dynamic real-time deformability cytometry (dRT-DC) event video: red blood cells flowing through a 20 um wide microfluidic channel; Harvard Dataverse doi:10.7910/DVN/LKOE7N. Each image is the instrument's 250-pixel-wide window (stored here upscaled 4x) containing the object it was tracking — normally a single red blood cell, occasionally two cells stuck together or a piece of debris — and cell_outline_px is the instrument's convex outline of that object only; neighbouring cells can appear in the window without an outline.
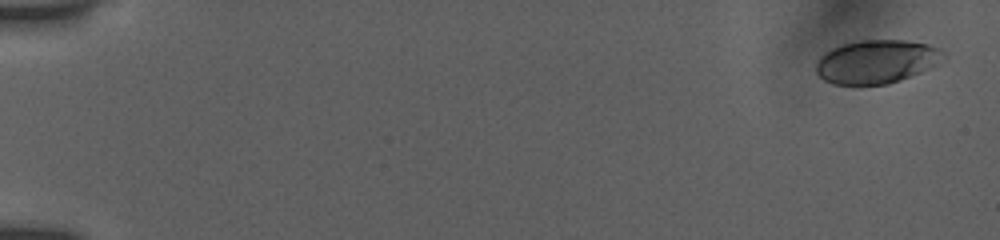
{"species": "human", "species_latin": "Homo sapiens", "temperature_condition": "room temperature", "stored_images_in_passage": 53, "camera_frame_rate_fps": 3000, "um_per_image_px": 0.085, "donor": {"sex": "female"}, "frame": {"image": 1, "passage_image": 1, "time_ms": 0.0, "image_size_px": [1000, 240], "cell_outline_px": [[948, 56], [936, 64], [920, 72], [900, 80], [888, 84], [832, 84], [824, 80], [816, 72], [816, 60], [820, 56], [832, 48], [840, 44], [860, 40], [904, 40], [928, 44], [940, 48]], "centroid_in_image_um": [74.5, 5.23], "position_along_channel_um": 10.5, "area_um2": 32.37}}
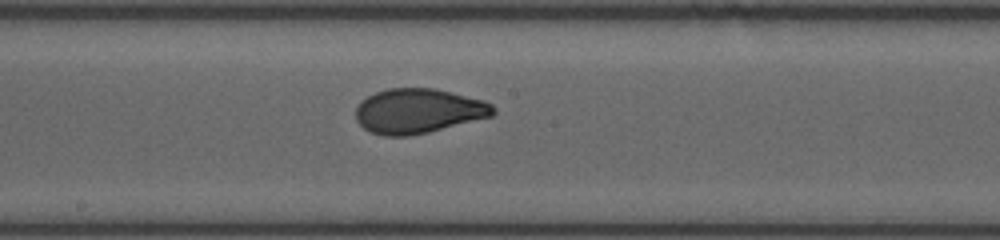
{"frame": {"image": 2, "passage_image": 30, "time_ms": 9.667, "image_size_px": [1000, 240], "cell_outline_px": [[496, 112], [492, 116], [428, 132], [408, 136], [384, 136], [368, 132], [356, 120], [356, 108], [360, 100], [376, 92], [388, 88], [436, 88], [484, 100], [492, 104], [496, 108]], "centroid_in_image_um": [35.55, 9.43], "position_along_channel_um": 212.7, "area_um2": 36.01}}
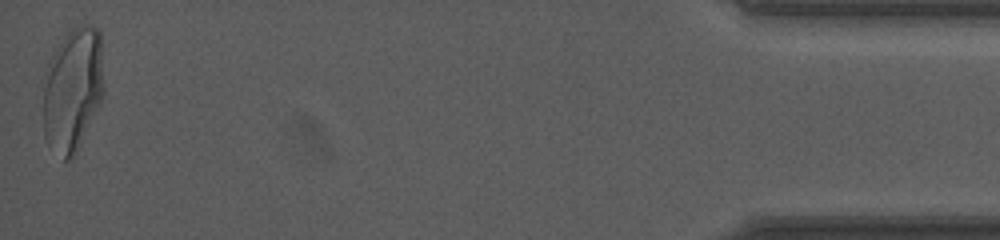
{"frame": {"image": 3, "passage_image": 53, "time_ms": 17.333, "image_size_px": [1000, 240], "cell_outline_px": [[104, 96], [76, 152], [68, 160], [64, 160], [48, 144], [44, 136], [44, 88], [48, 60], [52, 52], [68, 32], [76, 28], [88, 24], [96, 28], [100, 32], [104, 88]], "centroid_in_image_um": [6.2, 7.6], "position_along_channel_um": 429.0, "area_um2": 43.64}, "authors_computed_cell_mechanics": {"area_um2": 35.258, "velocity_mm_per_s": 3.9045, "shape_relaxation_time_tau1_ms": 4.1717, "shape_relaxation_time_tau2_ms": 0.6915, "deformation_change_tau1": 0.1747, "deformation_change_tau2": 0.056}}